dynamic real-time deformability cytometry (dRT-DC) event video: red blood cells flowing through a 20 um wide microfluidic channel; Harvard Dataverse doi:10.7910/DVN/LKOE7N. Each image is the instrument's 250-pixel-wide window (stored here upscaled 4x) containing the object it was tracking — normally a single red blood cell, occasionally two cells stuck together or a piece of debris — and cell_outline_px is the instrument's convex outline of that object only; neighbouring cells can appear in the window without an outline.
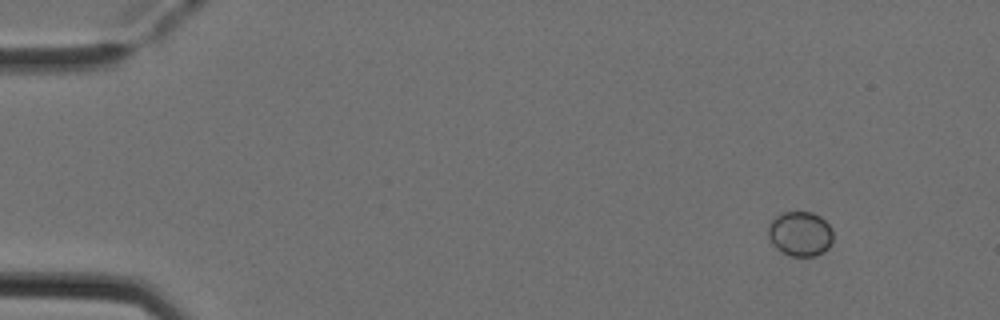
{"species": "Egyptian fruit bat (a non-hibernating species)", "species_latin": "Rousettus aegyptiacus", "temperature_condition": "cold", "stored_images_in_passage": 5, "segment_of_instrument_passage": [1, 2], "camera_frame_rate_fps": 3000, "um_per_image_px": 0.085, "animal": {"sex": "female"}, "frame": {"image": 1, "passage_image": 1, "time_ms": 0.0, "image_size_px": [1000, 320], "cell_outline_px": [[832, 244], [824, 252], [816, 256], [792, 256], [780, 252], [772, 244], [768, 236], [768, 224], [776, 216], [784, 212], [812, 212], [820, 216], [832, 228]], "centroid_in_image_um": [68.01, 19.88], "position_along_channel_um": 17.0, "area_um2": 17.11}}
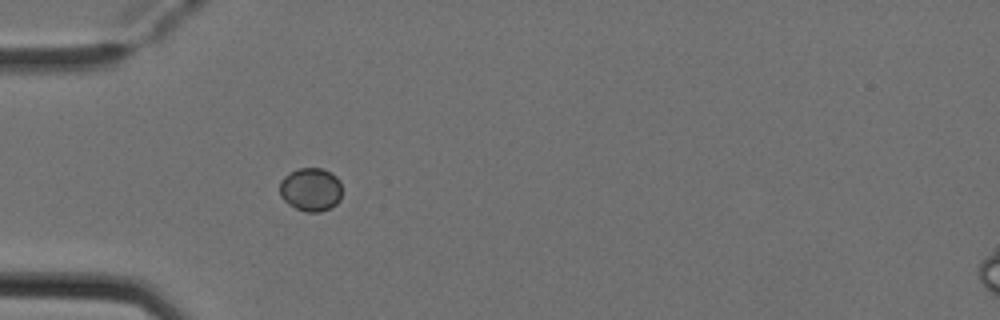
{"frame": {"image": 2, "passage_image": 4, "time_ms": 1.0, "image_size_px": [1000, 320], "cell_outline_px": [[340, 200], [332, 208], [320, 212], [304, 212], [288, 204], [280, 196], [280, 180], [284, 176], [300, 168], [320, 168], [336, 176], [340, 180]], "centroid_in_image_um": [26.41, 16.13], "position_along_channel_um": 58.6, "area_um2": 15.78}}